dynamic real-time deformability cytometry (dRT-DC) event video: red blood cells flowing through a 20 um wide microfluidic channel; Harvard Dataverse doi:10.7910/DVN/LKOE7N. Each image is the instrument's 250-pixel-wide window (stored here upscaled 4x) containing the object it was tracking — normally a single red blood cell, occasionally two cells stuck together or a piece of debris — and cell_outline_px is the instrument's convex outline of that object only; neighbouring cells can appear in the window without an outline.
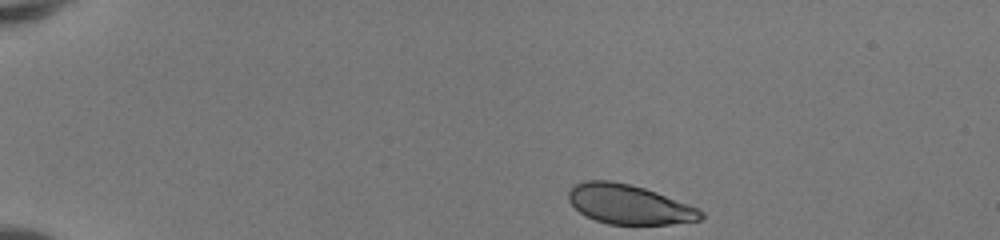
{"species": "human", "species_latin": "Homo sapiens", "temperature_condition": "room temperature", "stored_images_in_passage": 42, "camera_frame_rate_fps": 3000, "um_per_image_px": 0.085, "donor": {"sex": "female"}, "frame": {"image": 1, "passage_image": 1, "time_ms": 0.0, "image_size_px": [1000, 240], "cell_outline_px": [[704, 216], [700, 220], [672, 224], [608, 224], [596, 220], [580, 212], [568, 200], [568, 192], [576, 184], [584, 180], [608, 180], [628, 184], [644, 188], [656, 192], [688, 204], [704, 212]], "centroid_in_image_um": [53.47, 17.37], "position_along_channel_um": 31.5, "area_um2": 30.17}}
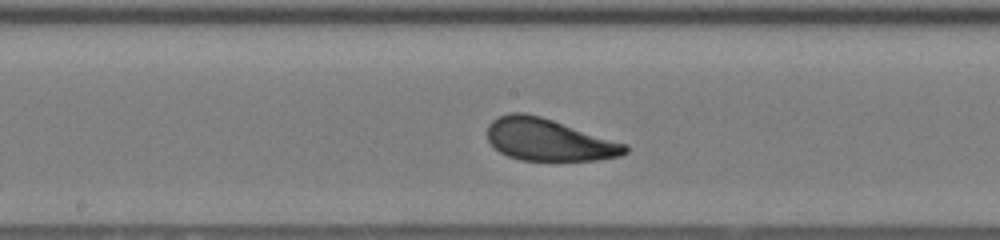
{"frame": {"image": 2, "passage_image": 20, "time_ms": 6.333, "image_size_px": [1000, 240], "cell_outline_px": [[628, 152], [620, 156], [596, 160], [520, 160], [508, 156], [500, 152], [488, 140], [488, 124], [492, 120], [500, 116], [512, 112], [524, 112], [540, 116], [628, 144]], "centroid_in_image_um": [46.65, 11.88], "position_along_channel_um": 201.5, "area_um2": 33.64}}
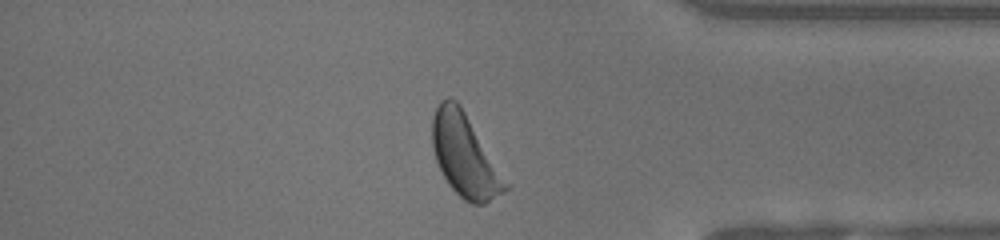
{"frame": {"image": 3, "passage_image": 35, "time_ms": 11.333, "image_size_px": [1000, 240], "cell_outline_px": [[512, 184], [504, 192], [484, 204], [472, 204], [464, 200], [448, 184], [436, 160], [432, 148], [432, 116], [440, 100], [448, 96], [456, 100], [460, 104]], "centroid_in_image_um": [39.55, 13.21], "position_along_channel_um": 395.6, "area_um2": 35.78}, "authors_computed_cell_mechanics": {"area_um2": 33.4373, "velocity_mm_per_s": 4.1401, "shape_relaxation_time_tau1_ms": 2.2079, "shape_relaxation_time_tau2_ms": 0.9513, "deformation_change_tau1": 0.1168, "deformation_change_tau2": 0.0683}}